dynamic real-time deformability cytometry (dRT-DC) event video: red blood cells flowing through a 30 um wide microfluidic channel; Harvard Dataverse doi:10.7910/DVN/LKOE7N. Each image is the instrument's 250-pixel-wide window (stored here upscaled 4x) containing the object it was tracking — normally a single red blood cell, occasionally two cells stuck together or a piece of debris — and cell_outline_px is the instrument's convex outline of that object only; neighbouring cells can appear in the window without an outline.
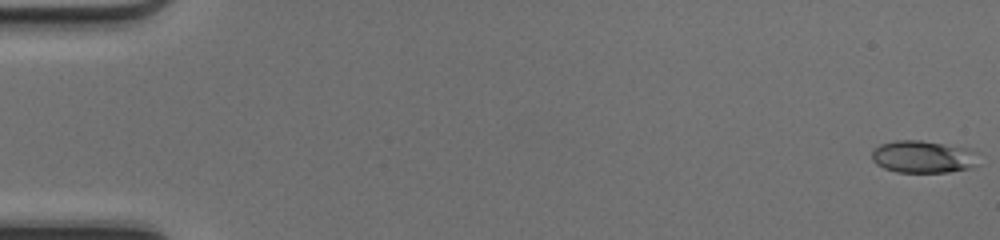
{"species": "common noctule bat (a hibernating species)", "species_latin": "Nyctalus noctula", "temperature_condition": "cold", "stored_images_in_passage": 50, "camera_frame_rate_fps": 3000, "um_per_image_px": 0.085, "animal": {"sex": "female", "body_mass_g": 17.0, "forearm_length_mm": 48.0}, "frame": {"image": 1, "passage_image": 1, "time_ms": 0.0, "image_size_px": [1000, 240], "cell_outline_px": [[980, 164], [972, 168], [948, 172], [896, 172], [884, 168], [876, 164], [872, 160], [872, 148], [880, 144], [896, 140], [920, 140], [976, 148], [980, 152]], "centroid_in_image_um": [78.58, 13.31], "position_along_channel_um": 6.4, "area_um2": 20.98}}
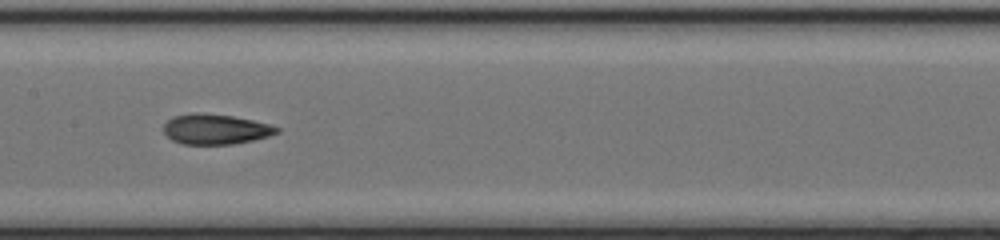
{"frame": {"image": 2, "passage_image": 26, "time_ms": 8.333, "image_size_px": [1000, 240], "cell_outline_px": [[280, 132], [268, 136], [252, 140], [232, 144], [184, 144], [172, 140], [164, 132], [164, 124], [172, 116], [196, 112], [200, 112], [232, 116], [252, 120], [268, 124], [280, 128]], "centroid_in_image_um": [18.3, 10.97], "position_along_channel_um": 189.1, "area_um2": 19.83}}
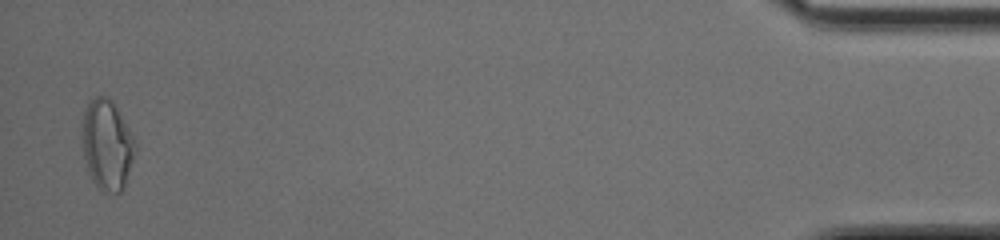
{"frame": {"image": 3, "passage_image": 49, "time_ms": 16.0, "image_size_px": [1000, 240], "cell_outline_px": [[136, 148], [124, 188], [120, 192], [100, 192], [92, 180], [84, 156], [80, 136], [84, 112], [88, 100], [96, 96], [108, 96], [112, 100], [120, 112], [136, 140]], "centroid_in_image_um": [9.09, 12.28], "position_along_channel_um": 426.1, "area_um2": 28.32}, "authors_computed_cell_mechanics": {"area_um2": 19.9988, "velocity_mm_per_s": 4.2373, "shape_relaxation_time_tau1_ms": 10.8692, "shape_relaxation_time_tau2_ms": 2.3867, "deformation_change_tau1": 0.2792, "deformation_change_tau2": 0.0893}}